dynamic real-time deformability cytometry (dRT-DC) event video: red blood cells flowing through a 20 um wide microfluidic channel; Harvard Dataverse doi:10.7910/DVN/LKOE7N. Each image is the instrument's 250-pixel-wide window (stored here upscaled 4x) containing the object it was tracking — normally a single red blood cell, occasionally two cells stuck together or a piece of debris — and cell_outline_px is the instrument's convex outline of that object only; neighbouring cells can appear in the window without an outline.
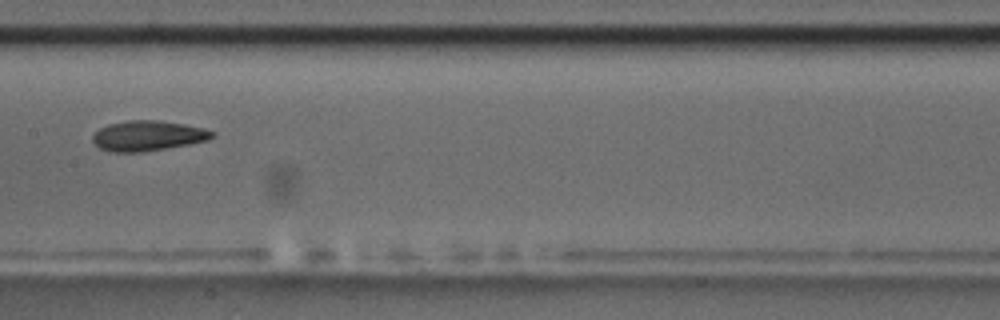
{"species": "common noctule bat (a hibernating species)", "species_latin": "Nyctalus noctula", "temperature_condition": "room temperature", "stored_images_in_passage": 8, "camera_frame_rate_fps": 3000, "um_per_image_px": 0.085, "animal": {"sex": "male", "body_mass_g": 17.5, "forearm_length_mm": 52.3}, "frame": {"image": 1, "passage_image": 8, "time_ms": 9.0, "image_size_px": [1000, 320], "cell_outline_px": [[216, 136], [208, 140], [188, 144], [140, 152], [108, 152], [100, 148], [92, 140], [92, 136], [100, 128], [108, 124], [128, 120], [160, 120], [184, 124], [204, 128], [212, 132]], "centroid_in_image_um": [12.55, 11.53], "position_along_channel_um": 194.9, "area_um2": 20.92}}